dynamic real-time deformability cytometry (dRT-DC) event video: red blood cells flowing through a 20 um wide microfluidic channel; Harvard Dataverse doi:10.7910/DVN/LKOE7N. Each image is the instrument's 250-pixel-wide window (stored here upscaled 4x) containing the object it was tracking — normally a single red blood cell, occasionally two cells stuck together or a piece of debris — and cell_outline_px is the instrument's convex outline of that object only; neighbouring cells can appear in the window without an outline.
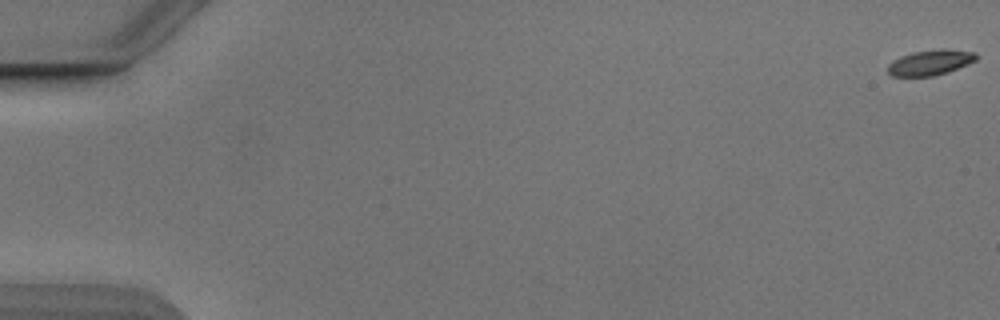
{"species": "Egyptian fruit bat (a non-hibernating species)", "species_latin": "Rousettus aegyptiacus", "temperature_condition": "cold", "stored_images_in_passage": 55, "camera_frame_rate_fps": 3000, "um_per_image_px": 0.085, "animal": {"sex": "male"}, "frame": {"image": 1, "passage_image": 1, "time_ms": 0.0, "image_size_px": [1000, 320], "cell_outline_px": [[976, 60], [968, 64], [932, 76], [892, 76], [888, 72], [888, 64], [892, 60], [900, 56], [912, 52], [944, 48], [972, 52], [976, 56]], "centroid_in_image_um": [79.01, 5.3], "position_along_channel_um": 6.0, "area_um2": 12.83}}
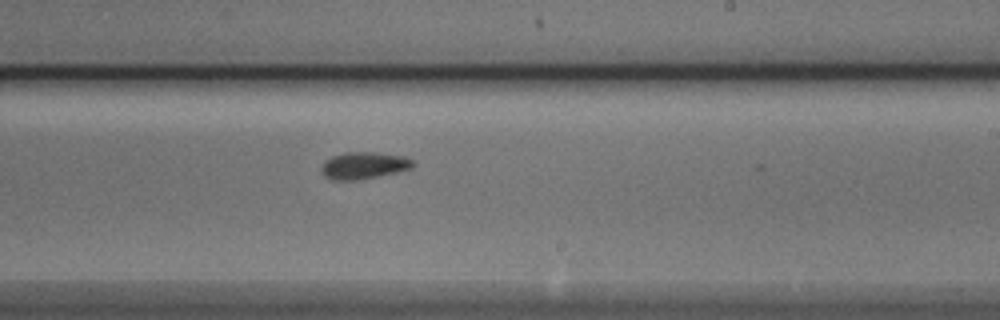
{"frame": {"image": 2, "passage_image": 34, "time_ms": 11.0, "image_size_px": [1000, 320], "cell_outline_px": [[412, 168], [396, 172], [356, 180], [332, 180], [324, 176], [320, 172], [320, 168], [324, 160], [332, 156], [344, 152], [376, 152], [404, 156], [412, 160]], "centroid_in_image_um": [30.85, 14.06], "position_along_channel_um": 258.2, "area_um2": 14.39}}
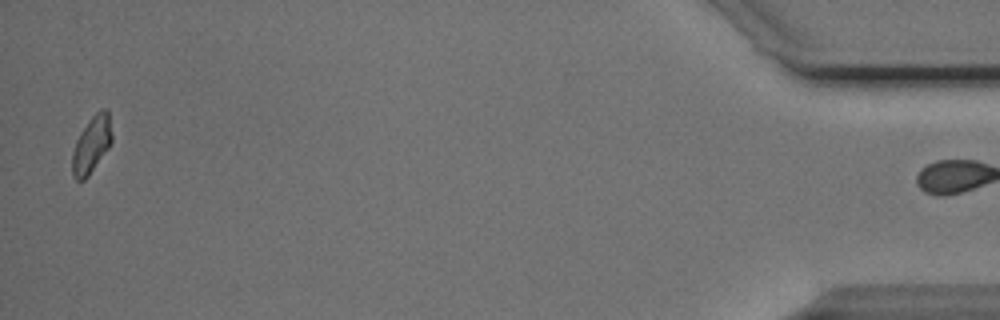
{"frame": {"image": 3, "passage_image": 54, "time_ms": 17.667, "image_size_px": [1000, 320], "cell_outline_px": [[112, 140], [108, 148], [88, 176], [84, 180], [76, 180], [72, 176], [72, 152], [76, 140], [80, 132], [88, 120], [100, 108], [108, 108], [112, 136]], "centroid_in_image_um": [7.77, 12.26], "position_along_channel_um": 427.4, "area_um2": 13.18}, "authors_computed_cell_mechanics": {"area_um2": 13.583, "velocity_mm_per_s": 3.86, "shape_relaxation_time_tau1_ms": 3.0162, "shape_relaxation_time_tau2_ms": 4.9317, "deformation_change_tau1": 0.1199, "deformation_change_tau2": 0.1056}}